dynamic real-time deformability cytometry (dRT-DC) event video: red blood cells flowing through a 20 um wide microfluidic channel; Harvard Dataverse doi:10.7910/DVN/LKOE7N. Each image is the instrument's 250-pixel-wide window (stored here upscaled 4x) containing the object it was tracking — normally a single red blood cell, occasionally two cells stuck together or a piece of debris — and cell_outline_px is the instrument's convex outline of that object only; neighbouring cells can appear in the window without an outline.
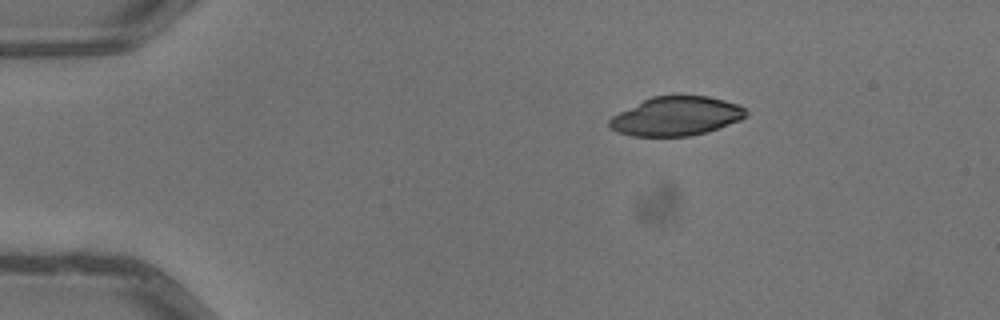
{"species": "common noctule bat (a hibernating species)", "species_latin": "Nyctalus noctula", "temperature_condition": "warm", "stored_images_in_passage": 2, "camera_frame_rate_fps": 3000, "um_per_image_px": 0.085, "animal": {"sex": "male", "body_mass_g": 13.3}, "frame": {"image": 1, "passage_image": 1, "time_ms": 0.0, "image_size_px": [1000, 320], "cell_outline_px": [[748, 116], [740, 120], [708, 132], [688, 136], [632, 136], [616, 132], [608, 124], [608, 120], [612, 116], [652, 96], [680, 92], [708, 96], [724, 100], [736, 104], [744, 108], [748, 112]], "centroid_in_image_um": [57.5, 9.84], "position_along_channel_um": 27.5, "area_um2": 31.67}}